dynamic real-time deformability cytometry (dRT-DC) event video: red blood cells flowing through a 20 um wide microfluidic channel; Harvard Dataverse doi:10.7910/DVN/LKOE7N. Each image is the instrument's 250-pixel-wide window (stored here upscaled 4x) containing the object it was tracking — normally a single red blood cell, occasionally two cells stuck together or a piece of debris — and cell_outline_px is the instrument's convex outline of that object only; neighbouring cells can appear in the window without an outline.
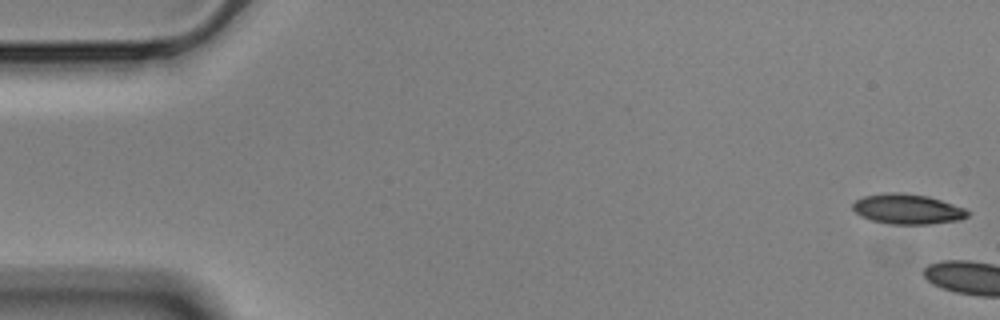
{"species": "Egyptian fruit bat (a non-hibernating species)", "species_latin": "Rousettus aegyptiacus", "temperature_condition": "cold", "stored_images_in_passage": 5, "camera_frame_rate_fps": 3000, "um_per_image_px": 0.085, "animal": {"sex": "male"}, "frame": {"image": 1, "passage_image": 1, "time_ms": 0.0, "image_size_px": [1000, 320], "cell_outline_px": [[968, 216], [960, 220], [928, 224], [888, 224], [872, 220], [860, 216], [852, 208], [852, 204], [856, 200], [864, 196], [884, 192], [904, 192], [928, 196], [964, 208], [968, 212]], "centroid_in_image_um": [77.1, 17.76], "position_along_channel_um": 7.9, "area_um2": 20.17}}